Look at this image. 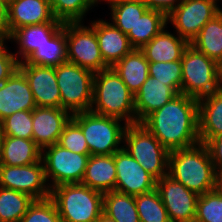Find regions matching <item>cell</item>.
Here are the masks:
<instances>
[{
  "mask_svg": "<svg viewBox=\"0 0 222 222\" xmlns=\"http://www.w3.org/2000/svg\"><path fill=\"white\" fill-rule=\"evenodd\" d=\"M217 188L222 190V169L217 172Z\"/></svg>",
  "mask_w": 222,
  "mask_h": 222,
  "instance_id": "44",
  "label": "cell"
},
{
  "mask_svg": "<svg viewBox=\"0 0 222 222\" xmlns=\"http://www.w3.org/2000/svg\"><path fill=\"white\" fill-rule=\"evenodd\" d=\"M72 114L63 108L36 107L32 110V139L41 148L58 143Z\"/></svg>",
  "mask_w": 222,
  "mask_h": 222,
  "instance_id": "16",
  "label": "cell"
},
{
  "mask_svg": "<svg viewBox=\"0 0 222 222\" xmlns=\"http://www.w3.org/2000/svg\"><path fill=\"white\" fill-rule=\"evenodd\" d=\"M198 121L200 143L222 134V87L198 99Z\"/></svg>",
  "mask_w": 222,
  "mask_h": 222,
  "instance_id": "23",
  "label": "cell"
},
{
  "mask_svg": "<svg viewBox=\"0 0 222 222\" xmlns=\"http://www.w3.org/2000/svg\"><path fill=\"white\" fill-rule=\"evenodd\" d=\"M67 61L94 73L109 66L104 62L94 28L85 22L65 23Z\"/></svg>",
  "mask_w": 222,
  "mask_h": 222,
  "instance_id": "10",
  "label": "cell"
},
{
  "mask_svg": "<svg viewBox=\"0 0 222 222\" xmlns=\"http://www.w3.org/2000/svg\"><path fill=\"white\" fill-rule=\"evenodd\" d=\"M3 137H4V134H3L1 126H0V165H1V153H2V146H3Z\"/></svg>",
  "mask_w": 222,
  "mask_h": 222,
  "instance_id": "46",
  "label": "cell"
},
{
  "mask_svg": "<svg viewBox=\"0 0 222 222\" xmlns=\"http://www.w3.org/2000/svg\"><path fill=\"white\" fill-rule=\"evenodd\" d=\"M20 222H62V219L55 203L48 197L34 200Z\"/></svg>",
  "mask_w": 222,
  "mask_h": 222,
  "instance_id": "38",
  "label": "cell"
},
{
  "mask_svg": "<svg viewBox=\"0 0 222 222\" xmlns=\"http://www.w3.org/2000/svg\"><path fill=\"white\" fill-rule=\"evenodd\" d=\"M33 201L25 193L0 187V222H20Z\"/></svg>",
  "mask_w": 222,
  "mask_h": 222,
  "instance_id": "33",
  "label": "cell"
},
{
  "mask_svg": "<svg viewBox=\"0 0 222 222\" xmlns=\"http://www.w3.org/2000/svg\"><path fill=\"white\" fill-rule=\"evenodd\" d=\"M149 76L182 93L181 60L173 62H149Z\"/></svg>",
  "mask_w": 222,
  "mask_h": 222,
  "instance_id": "36",
  "label": "cell"
},
{
  "mask_svg": "<svg viewBox=\"0 0 222 222\" xmlns=\"http://www.w3.org/2000/svg\"><path fill=\"white\" fill-rule=\"evenodd\" d=\"M90 154H78L58 143L42 149L45 177L51 188L61 184L81 183Z\"/></svg>",
  "mask_w": 222,
  "mask_h": 222,
  "instance_id": "9",
  "label": "cell"
},
{
  "mask_svg": "<svg viewBox=\"0 0 222 222\" xmlns=\"http://www.w3.org/2000/svg\"><path fill=\"white\" fill-rule=\"evenodd\" d=\"M168 175L198 195L217 188V172L203 143L171 151Z\"/></svg>",
  "mask_w": 222,
  "mask_h": 222,
  "instance_id": "2",
  "label": "cell"
},
{
  "mask_svg": "<svg viewBox=\"0 0 222 222\" xmlns=\"http://www.w3.org/2000/svg\"><path fill=\"white\" fill-rule=\"evenodd\" d=\"M216 172L222 169V134L212 138L207 144Z\"/></svg>",
  "mask_w": 222,
  "mask_h": 222,
  "instance_id": "41",
  "label": "cell"
},
{
  "mask_svg": "<svg viewBox=\"0 0 222 222\" xmlns=\"http://www.w3.org/2000/svg\"><path fill=\"white\" fill-rule=\"evenodd\" d=\"M123 148L156 180L168 174L169 151L142 124H129Z\"/></svg>",
  "mask_w": 222,
  "mask_h": 222,
  "instance_id": "6",
  "label": "cell"
},
{
  "mask_svg": "<svg viewBox=\"0 0 222 222\" xmlns=\"http://www.w3.org/2000/svg\"><path fill=\"white\" fill-rule=\"evenodd\" d=\"M179 92L172 86H166L154 77L148 76L140 90L134 96L136 123H141L149 114L161 108Z\"/></svg>",
  "mask_w": 222,
  "mask_h": 222,
  "instance_id": "21",
  "label": "cell"
},
{
  "mask_svg": "<svg viewBox=\"0 0 222 222\" xmlns=\"http://www.w3.org/2000/svg\"><path fill=\"white\" fill-rule=\"evenodd\" d=\"M148 9L158 10L167 16L184 0H142Z\"/></svg>",
  "mask_w": 222,
  "mask_h": 222,
  "instance_id": "42",
  "label": "cell"
},
{
  "mask_svg": "<svg viewBox=\"0 0 222 222\" xmlns=\"http://www.w3.org/2000/svg\"><path fill=\"white\" fill-rule=\"evenodd\" d=\"M42 149L33 139L4 136L1 165L25 166L39 162Z\"/></svg>",
  "mask_w": 222,
  "mask_h": 222,
  "instance_id": "26",
  "label": "cell"
},
{
  "mask_svg": "<svg viewBox=\"0 0 222 222\" xmlns=\"http://www.w3.org/2000/svg\"><path fill=\"white\" fill-rule=\"evenodd\" d=\"M55 73L61 94V108L71 114L90 111L95 73L68 61L55 67Z\"/></svg>",
  "mask_w": 222,
  "mask_h": 222,
  "instance_id": "8",
  "label": "cell"
},
{
  "mask_svg": "<svg viewBox=\"0 0 222 222\" xmlns=\"http://www.w3.org/2000/svg\"><path fill=\"white\" fill-rule=\"evenodd\" d=\"M4 136L32 139V111H17L0 122Z\"/></svg>",
  "mask_w": 222,
  "mask_h": 222,
  "instance_id": "37",
  "label": "cell"
},
{
  "mask_svg": "<svg viewBox=\"0 0 222 222\" xmlns=\"http://www.w3.org/2000/svg\"><path fill=\"white\" fill-rule=\"evenodd\" d=\"M54 19L50 0H9L7 37L15 29L52 22Z\"/></svg>",
  "mask_w": 222,
  "mask_h": 222,
  "instance_id": "20",
  "label": "cell"
},
{
  "mask_svg": "<svg viewBox=\"0 0 222 222\" xmlns=\"http://www.w3.org/2000/svg\"><path fill=\"white\" fill-rule=\"evenodd\" d=\"M219 5H221V6H219V13L222 14V1L220 2Z\"/></svg>",
  "mask_w": 222,
  "mask_h": 222,
  "instance_id": "48",
  "label": "cell"
},
{
  "mask_svg": "<svg viewBox=\"0 0 222 222\" xmlns=\"http://www.w3.org/2000/svg\"><path fill=\"white\" fill-rule=\"evenodd\" d=\"M140 222H170L160 194L154 190L135 196Z\"/></svg>",
  "mask_w": 222,
  "mask_h": 222,
  "instance_id": "34",
  "label": "cell"
},
{
  "mask_svg": "<svg viewBox=\"0 0 222 222\" xmlns=\"http://www.w3.org/2000/svg\"><path fill=\"white\" fill-rule=\"evenodd\" d=\"M166 26H168V24L165 13L148 9L139 18L134 30H130L127 34L129 42L134 49H141Z\"/></svg>",
  "mask_w": 222,
  "mask_h": 222,
  "instance_id": "29",
  "label": "cell"
},
{
  "mask_svg": "<svg viewBox=\"0 0 222 222\" xmlns=\"http://www.w3.org/2000/svg\"><path fill=\"white\" fill-rule=\"evenodd\" d=\"M214 1H216L219 4L222 0H214Z\"/></svg>",
  "mask_w": 222,
  "mask_h": 222,
  "instance_id": "49",
  "label": "cell"
},
{
  "mask_svg": "<svg viewBox=\"0 0 222 222\" xmlns=\"http://www.w3.org/2000/svg\"><path fill=\"white\" fill-rule=\"evenodd\" d=\"M217 65H218V73L222 80V58L218 61Z\"/></svg>",
  "mask_w": 222,
  "mask_h": 222,
  "instance_id": "47",
  "label": "cell"
},
{
  "mask_svg": "<svg viewBox=\"0 0 222 222\" xmlns=\"http://www.w3.org/2000/svg\"><path fill=\"white\" fill-rule=\"evenodd\" d=\"M63 22L54 19L52 22L24 26L15 29L8 37L13 44L14 55L19 63L24 62L38 47L49 40L62 26Z\"/></svg>",
  "mask_w": 222,
  "mask_h": 222,
  "instance_id": "19",
  "label": "cell"
},
{
  "mask_svg": "<svg viewBox=\"0 0 222 222\" xmlns=\"http://www.w3.org/2000/svg\"><path fill=\"white\" fill-rule=\"evenodd\" d=\"M8 1L0 0V37L7 38Z\"/></svg>",
  "mask_w": 222,
  "mask_h": 222,
  "instance_id": "43",
  "label": "cell"
},
{
  "mask_svg": "<svg viewBox=\"0 0 222 222\" xmlns=\"http://www.w3.org/2000/svg\"><path fill=\"white\" fill-rule=\"evenodd\" d=\"M107 5L109 21L124 34L134 30L139 18L148 10L142 0H103Z\"/></svg>",
  "mask_w": 222,
  "mask_h": 222,
  "instance_id": "28",
  "label": "cell"
},
{
  "mask_svg": "<svg viewBox=\"0 0 222 222\" xmlns=\"http://www.w3.org/2000/svg\"><path fill=\"white\" fill-rule=\"evenodd\" d=\"M219 6L214 0H184L167 16V24L190 44L202 27L219 14Z\"/></svg>",
  "mask_w": 222,
  "mask_h": 222,
  "instance_id": "11",
  "label": "cell"
},
{
  "mask_svg": "<svg viewBox=\"0 0 222 222\" xmlns=\"http://www.w3.org/2000/svg\"><path fill=\"white\" fill-rule=\"evenodd\" d=\"M90 111L136 124L134 95L112 67L94 74Z\"/></svg>",
  "mask_w": 222,
  "mask_h": 222,
  "instance_id": "3",
  "label": "cell"
},
{
  "mask_svg": "<svg viewBox=\"0 0 222 222\" xmlns=\"http://www.w3.org/2000/svg\"><path fill=\"white\" fill-rule=\"evenodd\" d=\"M96 222H116L113 219H110L105 214H102Z\"/></svg>",
  "mask_w": 222,
  "mask_h": 222,
  "instance_id": "45",
  "label": "cell"
},
{
  "mask_svg": "<svg viewBox=\"0 0 222 222\" xmlns=\"http://www.w3.org/2000/svg\"><path fill=\"white\" fill-rule=\"evenodd\" d=\"M116 164L115 191L136 196L156 188V179L124 148L114 153Z\"/></svg>",
  "mask_w": 222,
  "mask_h": 222,
  "instance_id": "14",
  "label": "cell"
},
{
  "mask_svg": "<svg viewBox=\"0 0 222 222\" xmlns=\"http://www.w3.org/2000/svg\"><path fill=\"white\" fill-rule=\"evenodd\" d=\"M162 203L170 222H194L199 195L187 189L168 174L156 180Z\"/></svg>",
  "mask_w": 222,
  "mask_h": 222,
  "instance_id": "13",
  "label": "cell"
},
{
  "mask_svg": "<svg viewBox=\"0 0 222 222\" xmlns=\"http://www.w3.org/2000/svg\"><path fill=\"white\" fill-rule=\"evenodd\" d=\"M65 62H67V41L64 23L49 40H46L24 62L19 64L57 67Z\"/></svg>",
  "mask_w": 222,
  "mask_h": 222,
  "instance_id": "27",
  "label": "cell"
},
{
  "mask_svg": "<svg viewBox=\"0 0 222 222\" xmlns=\"http://www.w3.org/2000/svg\"><path fill=\"white\" fill-rule=\"evenodd\" d=\"M0 187L25 193L34 200L50 197L42 159L25 166L0 165Z\"/></svg>",
  "mask_w": 222,
  "mask_h": 222,
  "instance_id": "12",
  "label": "cell"
},
{
  "mask_svg": "<svg viewBox=\"0 0 222 222\" xmlns=\"http://www.w3.org/2000/svg\"><path fill=\"white\" fill-rule=\"evenodd\" d=\"M194 222H222V190L215 188L199 195Z\"/></svg>",
  "mask_w": 222,
  "mask_h": 222,
  "instance_id": "35",
  "label": "cell"
},
{
  "mask_svg": "<svg viewBox=\"0 0 222 222\" xmlns=\"http://www.w3.org/2000/svg\"><path fill=\"white\" fill-rule=\"evenodd\" d=\"M140 124L169 152L197 145L200 143L198 99L179 93Z\"/></svg>",
  "mask_w": 222,
  "mask_h": 222,
  "instance_id": "1",
  "label": "cell"
},
{
  "mask_svg": "<svg viewBox=\"0 0 222 222\" xmlns=\"http://www.w3.org/2000/svg\"><path fill=\"white\" fill-rule=\"evenodd\" d=\"M190 45L218 63L222 58V14L209 20Z\"/></svg>",
  "mask_w": 222,
  "mask_h": 222,
  "instance_id": "30",
  "label": "cell"
},
{
  "mask_svg": "<svg viewBox=\"0 0 222 222\" xmlns=\"http://www.w3.org/2000/svg\"><path fill=\"white\" fill-rule=\"evenodd\" d=\"M181 65L183 94L199 99L222 87L217 62L190 44L182 54Z\"/></svg>",
  "mask_w": 222,
  "mask_h": 222,
  "instance_id": "7",
  "label": "cell"
},
{
  "mask_svg": "<svg viewBox=\"0 0 222 222\" xmlns=\"http://www.w3.org/2000/svg\"><path fill=\"white\" fill-rule=\"evenodd\" d=\"M116 164L112 155H90L81 184L106 193L115 190Z\"/></svg>",
  "mask_w": 222,
  "mask_h": 222,
  "instance_id": "24",
  "label": "cell"
},
{
  "mask_svg": "<svg viewBox=\"0 0 222 222\" xmlns=\"http://www.w3.org/2000/svg\"><path fill=\"white\" fill-rule=\"evenodd\" d=\"M103 196L81 183L61 184L50 190L62 222H96L103 214Z\"/></svg>",
  "mask_w": 222,
  "mask_h": 222,
  "instance_id": "4",
  "label": "cell"
},
{
  "mask_svg": "<svg viewBox=\"0 0 222 222\" xmlns=\"http://www.w3.org/2000/svg\"><path fill=\"white\" fill-rule=\"evenodd\" d=\"M166 26L140 50L149 62H173L181 60L189 43Z\"/></svg>",
  "mask_w": 222,
  "mask_h": 222,
  "instance_id": "22",
  "label": "cell"
},
{
  "mask_svg": "<svg viewBox=\"0 0 222 222\" xmlns=\"http://www.w3.org/2000/svg\"><path fill=\"white\" fill-rule=\"evenodd\" d=\"M36 107L29 83L19 69L0 84V122L17 111Z\"/></svg>",
  "mask_w": 222,
  "mask_h": 222,
  "instance_id": "17",
  "label": "cell"
},
{
  "mask_svg": "<svg viewBox=\"0 0 222 222\" xmlns=\"http://www.w3.org/2000/svg\"><path fill=\"white\" fill-rule=\"evenodd\" d=\"M92 19L89 18L88 23L95 30L102 58L109 67H112L134 48L131 46L127 34L106 20V17Z\"/></svg>",
  "mask_w": 222,
  "mask_h": 222,
  "instance_id": "18",
  "label": "cell"
},
{
  "mask_svg": "<svg viewBox=\"0 0 222 222\" xmlns=\"http://www.w3.org/2000/svg\"><path fill=\"white\" fill-rule=\"evenodd\" d=\"M103 214L116 222H140L135 196L115 190L104 193Z\"/></svg>",
  "mask_w": 222,
  "mask_h": 222,
  "instance_id": "31",
  "label": "cell"
},
{
  "mask_svg": "<svg viewBox=\"0 0 222 222\" xmlns=\"http://www.w3.org/2000/svg\"><path fill=\"white\" fill-rule=\"evenodd\" d=\"M7 38L0 39V84L18 70L19 62ZM9 46V47H8Z\"/></svg>",
  "mask_w": 222,
  "mask_h": 222,
  "instance_id": "40",
  "label": "cell"
},
{
  "mask_svg": "<svg viewBox=\"0 0 222 222\" xmlns=\"http://www.w3.org/2000/svg\"><path fill=\"white\" fill-rule=\"evenodd\" d=\"M26 77L37 107L61 108V94L55 67L19 64Z\"/></svg>",
  "mask_w": 222,
  "mask_h": 222,
  "instance_id": "15",
  "label": "cell"
},
{
  "mask_svg": "<svg viewBox=\"0 0 222 222\" xmlns=\"http://www.w3.org/2000/svg\"><path fill=\"white\" fill-rule=\"evenodd\" d=\"M58 144L78 154H90L81 128L72 120L65 125Z\"/></svg>",
  "mask_w": 222,
  "mask_h": 222,
  "instance_id": "39",
  "label": "cell"
},
{
  "mask_svg": "<svg viewBox=\"0 0 222 222\" xmlns=\"http://www.w3.org/2000/svg\"><path fill=\"white\" fill-rule=\"evenodd\" d=\"M82 130L90 155H112L123 148V135L128 125L119 118L91 111L72 114Z\"/></svg>",
  "mask_w": 222,
  "mask_h": 222,
  "instance_id": "5",
  "label": "cell"
},
{
  "mask_svg": "<svg viewBox=\"0 0 222 222\" xmlns=\"http://www.w3.org/2000/svg\"><path fill=\"white\" fill-rule=\"evenodd\" d=\"M112 68L134 96L149 76V61L140 49H133Z\"/></svg>",
  "mask_w": 222,
  "mask_h": 222,
  "instance_id": "25",
  "label": "cell"
},
{
  "mask_svg": "<svg viewBox=\"0 0 222 222\" xmlns=\"http://www.w3.org/2000/svg\"><path fill=\"white\" fill-rule=\"evenodd\" d=\"M50 2L55 19L63 23L86 22L89 20L86 17L88 13L94 12L95 8L102 4L101 0H50Z\"/></svg>",
  "mask_w": 222,
  "mask_h": 222,
  "instance_id": "32",
  "label": "cell"
}]
</instances>
